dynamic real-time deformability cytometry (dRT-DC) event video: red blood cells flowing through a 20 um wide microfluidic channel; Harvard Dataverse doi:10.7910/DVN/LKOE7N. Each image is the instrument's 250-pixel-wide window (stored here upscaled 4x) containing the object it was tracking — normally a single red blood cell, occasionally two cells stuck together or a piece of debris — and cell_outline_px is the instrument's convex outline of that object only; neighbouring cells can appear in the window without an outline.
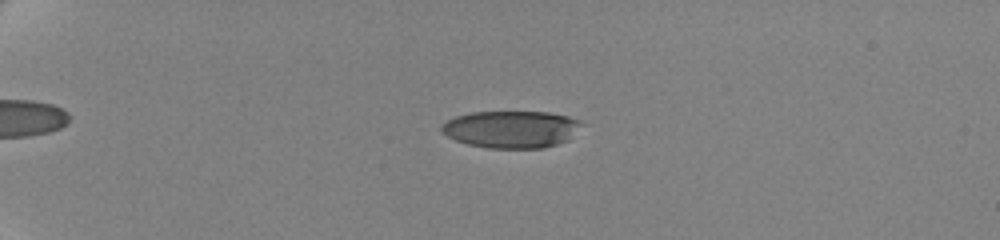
{"species": "human", "species_latin": "Homo sapiens", "temperature_condition": "cold", "stored_images_in_passage": 45, "camera_frame_rate_fps": 3000, "um_per_image_px": 0.085, "donor": {"sex": "female"}, "frame": {"image": 1, "passage_image": 1, "time_ms": 0.0, "image_size_px": [1000, 240], "cell_outline_px": [[584, 124], [568, 140], [544, 148], [488, 148], [468, 144], [456, 140], [440, 132], [440, 124], [456, 116], [472, 112], [548, 112], [568, 116], [580, 120]], "centroid_in_image_um": [43.46, 10.98], "position_along_channel_um": 41.5, "area_um2": 30.46}}
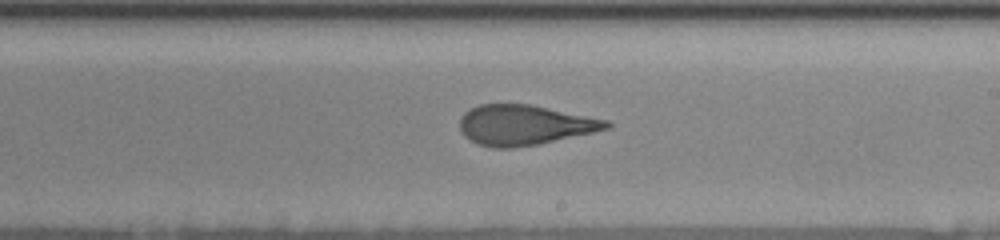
{"frame": {"image": 2, "passage_image": 24, "time_ms": 7.667, "image_size_px": [1000, 240], "cell_outline_px": [[612, 124], [608, 128], [592, 132], [536, 144], [512, 148], [492, 148], [476, 144], [464, 136], [460, 132], [460, 116], [468, 108], [480, 104], [532, 104], [608, 120]], "centroid_in_image_um": [44.51, 10.61], "position_along_channel_um": 244.5, "area_um2": 34.33}}
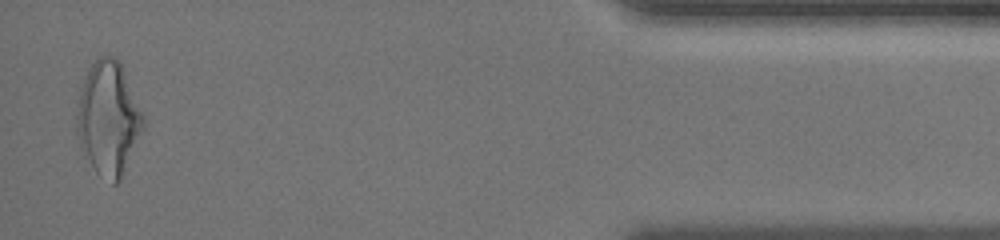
{"frame": {"image": 3, "passage_image": 44, "time_ms": 14.333, "image_size_px": [1000, 240], "cell_outline_px": [[144, 128], [124, 176], [116, 184], [112, 184], [100, 176], [96, 172], [80, 152], [76, 132], [76, 116], [80, 92], [88, 68], [100, 56], [116, 56], [120, 64], [144, 116]], "centroid_in_image_um": [9.2, 10.15], "position_along_channel_um": 426.0, "area_um2": 44.33}, "authors_computed_cell_mechanics": {"area_um2": 35.0268, "velocity_mm_per_s": 3.5168, "shape_relaxation_time_tau1_ms": 5.8439, "shape_relaxation_time_tau2_ms": 1.4754, "deformation_change_tau1": 0.1923, "deformation_change_tau2": 0.1113}}